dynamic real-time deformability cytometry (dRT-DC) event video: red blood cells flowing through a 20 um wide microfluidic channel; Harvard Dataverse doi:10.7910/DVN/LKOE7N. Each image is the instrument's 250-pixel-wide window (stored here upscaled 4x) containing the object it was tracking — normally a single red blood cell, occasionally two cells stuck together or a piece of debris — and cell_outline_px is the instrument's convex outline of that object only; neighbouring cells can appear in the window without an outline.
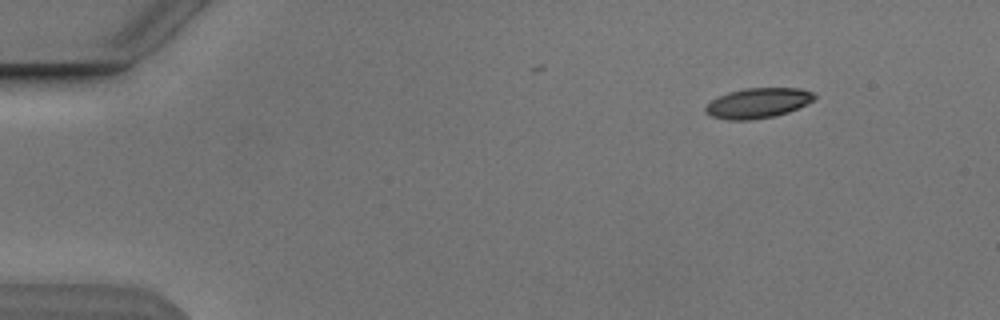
{"species": "Egyptian fruit bat (a non-hibernating species)", "species_latin": "Rousettus aegyptiacus", "temperature_condition": "cold", "stored_images_in_passage": 3, "camera_frame_rate_fps": 3000, "um_per_image_px": 0.085, "animal": {"sex": "male"}, "frame": {"image": 1, "passage_image": 1, "time_ms": 0.0, "image_size_px": [1000, 320], "cell_outline_px": [[816, 100], [808, 104], [788, 112], [772, 116], [752, 120], [728, 120], [712, 116], [704, 112], [704, 108], [712, 100], [728, 92], [744, 88], [800, 88], [812, 92], [816, 96]], "centroid_in_image_um": [64.44, 8.76], "position_along_channel_um": 20.6, "area_um2": 19.13}}
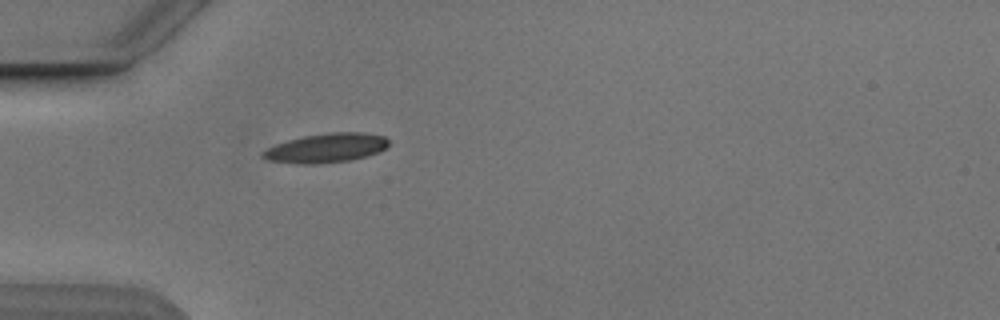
{"frame": {"image": 2, "passage_image": 3, "time_ms": 3.333, "image_size_px": [1000, 320], "cell_outline_px": [[388, 144], [380, 152], [348, 160], [312, 164], [296, 164], [268, 160], [260, 156], [260, 152], [276, 144], [288, 140], [304, 136], [328, 132], [364, 132], [384, 136], [388, 140]], "centroid_in_image_um": [27.69, 12.57], "position_along_channel_um": 57.3, "area_um2": 21.33}}